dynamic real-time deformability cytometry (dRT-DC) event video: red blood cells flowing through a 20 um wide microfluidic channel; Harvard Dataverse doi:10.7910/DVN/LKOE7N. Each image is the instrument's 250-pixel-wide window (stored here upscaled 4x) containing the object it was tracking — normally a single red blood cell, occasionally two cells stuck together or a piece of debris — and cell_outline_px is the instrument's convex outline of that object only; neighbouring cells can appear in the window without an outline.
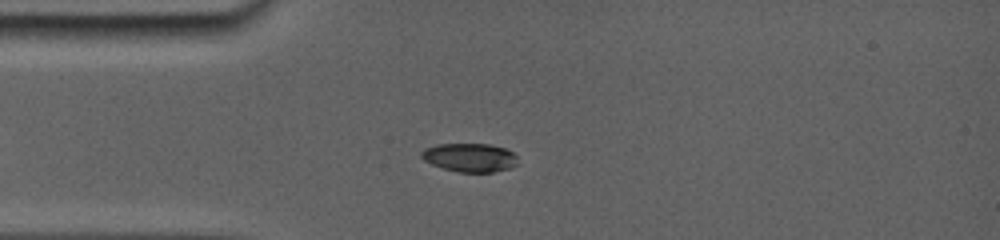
{"species": "common noctule bat (a hibernating species)", "species_latin": "Nyctalus noctula", "temperature_condition": "room temperature", "stored_images_in_passage": 10, "camera_frame_rate_fps": 5000, "um_per_image_px": 0.085, "animal": {"sex": "female", "body_mass_g": 19.0, "forearm_length_mm": 56.7}, "frame": {"image": 1, "passage_image": 6, "time_ms": 4.0, "image_size_px": [1000, 240], "cell_outline_px": [[516, 164], [508, 168], [492, 172], [460, 172], [444, 168], [432, 164], [424, 160], [420, 156], [420, 152], [428, 148], [440, 144], [484, 144], [504, 148], [512, 152], [516, 156]], "centroid_in_image_um": [39.91, 13.39], "position_along_channel_um": 45.1, "area_um2": 15.66}}
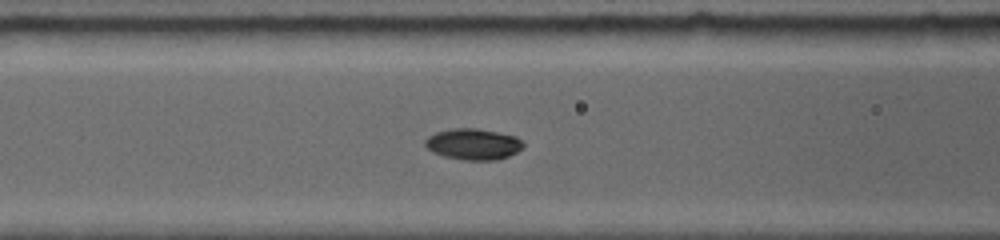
{"frame": {"image": 2, "passage_image": 9, "time_ms": 6.4, "image_size_px": [1000, 240], "cell_outline_px": [[524, 148], [508, 156], [496, 160], [464, 160], [444, 156], [432, 152], [424, 144], [428, 136], [436, 132], [456, 128], [472, 128], [496, 132], [516, 136], [524, 144]], "centroid_in_image_um": [40.23, 12.26], "position_along_channel_um": 126.4, "area_um2": 17.63}}